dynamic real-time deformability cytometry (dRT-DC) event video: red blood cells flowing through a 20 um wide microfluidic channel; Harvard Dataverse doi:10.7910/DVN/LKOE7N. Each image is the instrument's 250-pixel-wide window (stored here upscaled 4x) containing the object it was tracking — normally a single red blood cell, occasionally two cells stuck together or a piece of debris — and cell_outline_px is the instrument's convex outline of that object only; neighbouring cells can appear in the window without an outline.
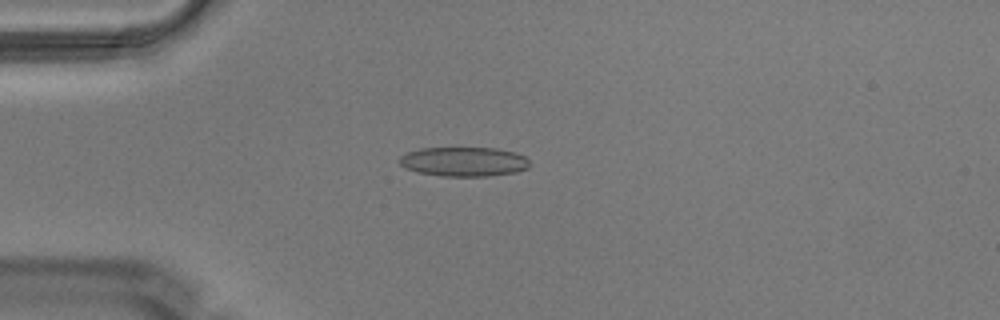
{"species": "Egyptian fruit bat (a non-hibernating species)", "species_latin": "Rousettus aegyptiacus", "temperature_condition": "warm", "stored_images_in_passage": 4, "camera_frame_rate_fps": 3000, "um_per_image_px": 0.085, "animal": {"sex": "male"}, "frame": {"image": 1, "passage_image": 2, "time_ms": 0.333, "image_size_px": [1000, 320], "cell_outline_px": [[528, 168], [516, 172], [488, 176], [440, 176], [416, 172], [404, 168], [396, 160], [400, 156], [408, 152], [420, 148], [496, 148], [516, 152], [524, 156], [528, 160]], "centroid_in_image_um": [39.38, 13.74], "position_along_channel_um": 45.6, "area_um2": 22.48}}